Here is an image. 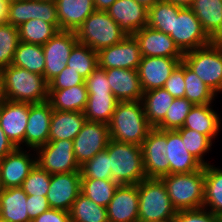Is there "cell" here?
Segmentation results:
<instances>
[{
    "label": "cell",
    "instance_id": "cell-5",
    "mask_svg": "<svg viewBox=\"0 0 222 222\" xmlns=\"http://www.w3.org/2000/svg\"><path fill=\"white\" fill-rule=\"evenodd\" d=\"M137 185L138 222H158L175 217L177 210L172 206L161 179L145 178Z\"/></svg>",
    "mask_w": 222,
    "mask_h": 222
},
{
    "label": "cell",
    "instance_id": "cell-48",
    "mask_svg": "<svg viewBox=\"0 0 222 222\" xmlns=\"http://www.w3.org/2000/svg\"><path fill=\"white\" fill-rule=\"evenodd\" d=\"M85 85L88 94L112 93L105 69L99 66L85 79Z\"/></svg>",
    "mask_w": 222,
    "mask_h": 222
},
{
    "label": "cell",
    "instance_id": "cell-31",
    "mask_svg": "<svg viewBox=\"0 0 222 222\" xmlns=\"http://www.w3.org/2000/svg\"><path fill=\"white\" fill-rule=\"evenodd\" d=\"M190 8L210 38L221 29L222 0H194Z\"/></svg>",
    "mask_w": 222,
    "mask_h": 222
},
{
    "label": "cell",
    "instance_id": "cell-34",
    "mask_svg": "<svg viewBox=\"0 0 222 222\" xmlns=\"http://www.w3.org/2000/svg\"><path fill=\"white\" fill-rule=\"evenodd\" d=\"M72 222H109L107 208L99 206L81 192L69 211Z\"/></svg>",
    "mask_w": 222,
    "mask_h": 222
},
{
    "label": "cell",
    "instance_id": "cell-3",
    "mask_svg": "<svg viewBox=\"0 0 222 222\" xmlns=\"http://www.w3.org/2000/svg\"><path fill=\"white\" fill-rule=\"evenodd\" d=\"M160 179L177 211L203 208L204 167L192 173L169 174Z\"/></svg>",
    "mask_w": 222,
    "mask_h": 222
},
{
    "label": "cell",
    "instance_id": "cell-40",
    "mask_svg": "<svg viewBox=\"0 0 222 222\" xmlns=\"http://www.w3.org/2000/svg\"><path fill=\"white\" fill-rule=\"evenodd\" d=\"M176 131L181 135L182 141L186 146L185 148L189 153L196 157L204 166L210 164L203 158L205 153L211 150L212 146V140L208 136L189 128H179Z\"/></svg>",
    "mask_w": 222,
    "mask_h": 222
},
{
    "label": "cell",
    "instance_id": "cell-30",
    "mask_svg": "<svg viewBox=\"0 0 222 222\" xmlns=\"http://www.w3.org/2000/svg\"><path fill=\"white\" fill-rule=\"evenodd\" d=\"M205 188L203 208L222 216V169L211 164L204 166Z\"/></svg>",
    "mask_w": 222,
    "mask_h": 222
},
{
    "label": "cell",
    "instance_id": "cell-59",
    "mask_svg": "<svg viewBox=\"0 0 222 222\" xmlns=\"http://www.w3.org/2000/svg\"><path fill=\"white\" fill-rule=\"evenodd\" d=\"M4 99L3 68L0 67V101Z\"/></svg>",
    "mask_w": 222,
    "mask_h": 222
},
{
    "label": "cell",
    "instance_id": "cell-50",
    "mask_svg": "<svg viewBox=\"0 0 222 222\" xmlns=\"http://www.w3.org/2000/svg\"><path fill=\"white\" fill-rule=\"evenodd\" d=\"M36 19L45 23L59 24L55 0H37Z\"/></svg>",
    "mask_w": 222,
    "mask_h": 222
},
{
    "label": "cell",
    "instance_id": "cell-57",
    "mask_svg": "<svg viewBox=\"0 0 222 222\" xmlns=\"http://www.w3.org/2000/svg\"><path fill=\"white\" fill-rule=\"evenodd\" d=\"M139 4L143 5L147 9H150L153 5L161 0H136Z\"/></svg>",
    "mask_w": 222,
    "mask_h": 222
},
{
    "label": "cell",
    "instance_id": "cell-18",
    "mask_svg": "<svg viewBox=\"0 0 222 222\" xmlns=\"http://www.w3.org/2000/svg\"><path fill=\"white\" fill-rule=\"evenodd\" d=\"M53 109L48 101L29 104V116L24 136V146L37 150L48 142Z\"/></svg>",
    "mask_w": 222,
    "mask_h": 222
},
{
    "label": "cell",
    "instance_id": "cell-46",
    "mask_svg": "<svg viewBox=\"0 0 222 222\" xmlns=\"http://www.w3.org/2000/svg\"><path fill=\"white\" fill-rule=\"evenodd\" d=\"M185 87L184 62L181 61L171 73L163 88L174 98H185Z\"/></svg>",
    "mask_w": 222,
    "mask_h": 222
},
{
    "label": "cell",
    "instance_id": "cell-58",
    "mask_svg": "<svg viewBox=\"0 0 222 222\" xmlns=\"http://www.w3.org/2000/svg\"><path fill=\"white\" fill-rule=\"evenodd\" d=\"M212 43L222 44V24L221 29L211 38Z\"/></svg>",
    "mask_w": 222,
    "mask_h": 222
},
{
    "label": "cell",
    "instance_id": "cell-49",
    "mask_svg": "<svg viewBox=\"0 0 222 222\" xmlns=\"http://www.w3.org/2000/svg\"><path fill=\"white\" fill-rule=\"evenodd\" d=\"M175 222H219V217L205 208L179 210Z\"/></svg>",
    "mask_w": 222,
    "mask_h": 222
},
{
    "label": "cell",
    "instance_id": "cell-37",
    "mask_svg": "<svg viewBox=\"0 0 222 222\" xmlns=\"http://www.w3.org/2000/svg\"><path fill=\"white\" fill-rule=\"evenodd\" d=\"M119 184L112 179L81 178V193L96 204L107 207Z\"/></svg>",
    "mask_w": 222,
    "mask_h": 222
},
{
    "label": "cell",
    "instance_id": "cell-2",
    "mask_svg": "<svg viewBox=\"0 0 222 222\" xmlns=\"http://www.w3.org/2000/svg\"><path fill=\"white\" fill-rule=\"evenodd\" d=\"M4 99L37 104L48 101L49 83L44 76L9 65L3 68Z\"/></svg>",
    "mask_w": 222,
    "mask_h": 222
},
{
    "label": "cell",
    "instance_id": "cell-22",
    "mask_svg": "<svg viewBox=\"0 0 222 222\" xmlns=\"http://www.w3.org/2000/svg\"><path fill=\"white\" fill-rule=\"evenodd\" d=\"M185 147L181 135L176 130H167L165 148L169 174L192 173L204 167Z\"/></svg>",
    "mask_w": 222,
    "mask_h": 222
},
{
    "label": "cell",
    "instance_id": "cell-43",
    "mask_svg": "<svg viewBox=\"0 0 222 222\" xmlns=\"http://www.w3.org/2000/svg\"><path fill=\"white\" fill-rule=\"evenodd\" d=\"M81 178L112 179L110 157L106 150L97 153L80 166Z\"/></svg>",
    "mask_w": 222,
    "mask_h": 222
},
{
    "label": "cell",
    "instance_id": "cell-36",
    "mask_svg": "<svg viewBox=\"0 0 222 222\" xmlns=\"http://www.w3.org/2000/svg\"><path fill=\"white\" fill-rule=\"evenodd\" d=\"M181 8L166 0L157 2L148 9L147 26L169 35L173 31L174 16H178Z\"/></svg>",
    "mask_w": 222,
    "mask_h": 222
},
{
    "label": "cell",
    "instance_id": "cell-44",
    "mask_svg": "<svg viewBox=\"0 0 222 222\" xmlns=\"http://www.w3.org/2000/svg\"><path fill=\"white\" fill-rule=\"evenodd\" d=\"M37 0H17L8 4L7 23L15 27L21 26L26 21L36 19Z\"/></svg>",
    "mask_w": 222,
    "mask_h": 222
},
{
    "label": "cell",
    "instance_id": "cell-28",
    "mask_svg": "<svg viewBox=\"0 0 222 222\" xmlns=\"http://www.w3.org/2000/svg\"><path fill=\"white\" fill-rule=\"evenodd\" d=\"M88 100L85 82L71 88L49 90L48 102L53 110L84 112Z\"/></svg>",
    "mask_w": 222,
    "mask_h": 222
},
{
    "label": "cell",
    "instance_id": "cell-54",
    "mask_svg": "<svg viewBox=\"0 0 222 222\" xmlns=\"http://www.w3.org/2000/svg\"><path fill=\"white\" fill-rule=\"evenodd\" d=\"M115 2L116 0H94V5L97 11H107Z\"/></svg>",
    "mask_w": 222,
    "mask_h": 222
},
{
    "label": "cell",
    "instance_id": "cell-53",
    "mask_svg": "<svg viewBox=\"0 0 222 222\" xmlns=\"http://www.w3.org/2000/svg\"><path fill=\"white\" fill-rule=\"evenodd\" d=\"M16 147L5 135L4 131L0 127V160L3 159L7 154L13 152Z\"/></svg>",
    "mask_w": 222,
    "mask_h": 222
},
{
    "label": "cell",
    "instance_id": "cell-60",
    "mask_svg": "<svg viewBox=\"0 0 222 222\" xmlns=\"http://www.w3.org/2000/svg\"><path fill=\"white\" fill-rule=\"evenodd\" d=\"M158 222H175V217H173L171 219H166V220L158 221Z\"/></svg>",
    "mask_w": 222,
    "mask_h": 222
},
{
    "label": "cell",
    "instance_id": "cell-15",
    "mask_svg": "<svg viewBox=\"0 0 222 222\" xmlns=\"http://www.w3.org/2000/svg\"><path fill=\"white\" fill-rule=\"evenodd\" d=\"M80 189V171L51 174V183L46 196L50 208L69 212L81 192Z\"/></svg>",
    "mask_w": 222,
    "mask_h": 222
},
{
    "label": "cell",
    "instance_id": "cell-1",
    "mask_svg": "<svg viewBox=\"0 0 222 222\" xmlns=\"http://www.w3.org/2000/svg\"><path fill=\"white\" fill-rule=\"evenodd\" d=\"M152 129L141 100L118 102L109 123V136L117 142L141 146Z\"/></svg>",
    "mask_w": 222,
    "mask_h": 222
},
{
    "label": "cell",
    "instance_id": "cell-25",
    "mask_svg": "<svg viewBox=\"0 0 222 222\" xmlns=\"http://www.w3.org/2000/svg\"><path fill=\"white\" fill-rule=\"evenodd\" d=\"M211 107V104L194 105L181 128L196 130L213 141L220 131L222 120Z\"/></svg>",
    "mask_w": 222,
    "mask_h": 222
},
{
    "label": "cell",
    "instance_id": "cell-11",
    "mask_svg": "<svg viewBox=\"0 0 222 222\" xmlns=\"http://www.w3.org/2000/svg\"><path fill=\"white\" fill-rule=\"evenodd\" d=\"M77 43L76 32L60 30L42 46L45 56L44 78L48 83L67 67L70 53Z\"/></svg>",
    "mask_w": 222,
    "mask_h": 222
},
{
    "label": "cell",
    "instance_id": "cell-13",
    "mask_svg": "<svg viewBox=\"0 0 222 222\" xmlns=\"http://www.w3.org/2000/svg\"><path fill=\"white\" fill-rule=\"evenodd\" d=\"M98 66L103 69L120 68L138 70L142 55L139 42L128 35L118 44L100 50Z\"/></svg>",
    "mask_w": 222,
    "mask_h": 222
},
{
    "label": "cell",
    "instance_id": "cell-10",
    "mask_svg": "<svg viewBox=\"0 0 222 222\" xmlns=\"http://www.w3.org/2000/svg\"><path fill=\"white\" fill-rule=\"evenodd\" d=\"M109 140V124L87 120L73 139L74 156L79 166L104 151Z\"/></svg>",
    "mask_w": 222,
    "mask_h": 222
},
{
    "label": "cell",
    "instance_id": "cell-17",
    "mask_svg": "<svg viewBox=\"0 0 222 222\" xmlns=\"http://www.w3.org/2000/svg\"><path fill=\"white\" fill-rule=\"evenodd\" d=\"M183 58L142 57L138 74L143 92L164 87Z\"/></svg>",
    "mask_w": 222,
    "mask_h": 222
},
{
    "label": "cell",
    "instance_id": "cell-16",
    "mask_svg": "<svg viewBox=\"0 0 222 222\" xmlns=\"http://www.w3.org/2000/svg\"><path fill=\"white\" fill-rule=\"evenodd\" d=\"M28 116L29 103L0 101V127L16 148H24Z\"/></svg>",
    "mask_w": 222,
    "mask_h": 222
},
{
    "label": "cell",
    "instance_id": "cell-62",
    "mask_svg": "<svg viewBox=\"0 0 222 222\" xmlns=\"http://www.w3.org/2000/svg\"><path fill=\"white\" fill-rule=\"evenodd\" d=\"M219 222H222V216L219 217Z\"/></svg>",
    "mask_w": 222,
    "mask_h": 222
},
{
    "label": "cell",
    "instance_id": "cell-21",
    "mask_svg": "<svg viewBox=\"0 0 222 222\" xmlns=\"http://www.w3.org/2000/svg\"><path fill=\"white\" fill-rule=\"evenodd\" d=\"M106 12L126 35H134L147 26L148 9L136 0H116Z\"/></svg>",
    "mask_w": 222,
    "mask_h": 222
},
{
    "label": "cell",
    "instance_id": "cell-7",
    "mask_svg": "<svg viewBox=\"0 0 222 222\" xmlns=\"http://www.w3.org/2000/svg\"><path fill=\"white\" fill-rule=\"evenodd\" d=\"M182 61L216 95L222 92V44L211 43L186 52Z\"/></svg>",
    "mask_w": 222,
    "mask_h": 222
},
{
    "label": "cell",
    "instance_id": "cell-45",
    "mask_svg": "<svg viewBox=\"0 0 222 222\" xmlns=\"http://www.w3.org/2000/svg\"><path fill=\"white\" fill-rule=\"evenodd\" d=\"M51 183V174L37 164L23 181L21 188L27 195L47 196Z\"/></svg>",
    "mask_w": 222,
    "mask_h": 222
},
{
    "label": "cell",
    "instance_id": "cell-35",
    "mask_svg": "<svg viewBox=\"0 0 222 222\" xmlns=\"http://www.w3.org/2000/svg\"><path fill=\"white\" fill-rule=\"evenodd\" d=\"M19 41L43 46L58 31L59 24L45 23L39 19H31L18 27Z\"/></svg>",
    "mask_w": 222,
    "mask_h": 222
},
{
    "label": "cell",
    "instance_id": "cell-14",
    "mask_svg": "<svg viewBox=\"0 0 222 222\" xmlns=\"http://www.w3.org/2000/svg\"><path fill=\"white\" fill-rule=\"evenodd\" d=\"M23 148H16L0 160L1 189L21 187L25 178L36 165V155ZM32 155H35L32 156Z\"/></svg>",
    "mask_w": 222,
    "mask_h": 222
},
{
    "label": "cell",
    "instance_id": "cell-61",
    "mask_svg": "<svg viewBox=\"0 0 222 222\" xmlns=\"http://www.w3.org/2000/svg\"><path fill=\"white\" fill-rule=\"evenodd\" d=\"M2 1L6 2L7 4H9V3H12V2L17 1V0H2Z\"/></svg>",
    "mask_w": 222,
    "mask_h": 222
},
{
    "label": "cell",
    "instance_id": "cell-9",
    "mask_svg": "<svg viewBox=\"0 0 222 222\" xmlns=\"http://www.w3.org/2000/svg\"><path fill=\"white\" fill-rule=\"evenodd\" d=\"M36 152V164L49 174L80 171L74 156L72 140H48Z\"/></svg>",
    "mask_w": 222,
    "mask_h": 222
},
{
    "label": "cell",
    "instance_id": "cell-29",
    "mask_svg": "<svg viewBox=\"0 0 222 222\" xmlns=\"http://www.w3.org/2000/svg\"><path fill=\"white\" fill-rule=\"evenodd\" d=\"M174 99L163 87L143 93L141 101L144 113L153 128H156L164 120Z\"/></svg>",
    "mask_w": 222,
    "mask_h": 222
},
{
    "label": "cell",
    "instance_id": "cell-32",
    "mask_svg": "<svg viewBox=\"0 0 222 222\" xmlns=\"http://www.w3.org/2000/svg\"><path fill=\"white\" fill-rule=\"evenodd\" d=\"M118 102L113 93L88 94L84 116L88 121L109 124Z\"/></svg>",
    "mask_w": 222,
    "mask_h": 222
},
{
    "label": "cell",
    "instance_id": "cell-26",
    "mask_svg": "<svg viewBox=\"0 0 222 222\" xmlns=\"http://www.w3.org/2000/svg\"><path fill=\"white\" fill-rule=\"evenodd\" d=\"M84 112L53 110L48 140H72L86 122Z\"/></svg>",
    "mask_w": 222,
    "mask_h": 222
},
{
    "label": "cell",
    "instance_id": "cell-38",
    "mask_svg": "<svg viewBox=\"0 0 222 222\" xmlns=\"http://www.w3.org/2000/svg\"><path fill=\"white\" fill-rule=\"evenodd\" d=\"M67 67L86 79L98 67V53L78 42L70 53Z\"/></svg>",
    "mask_w": 222,
    "mask_h": 222
},
{
    "label": "cell",
    "instance_id": "cell-8",
    "mask_svg": "<svg viewBox=\"0 0 222 222\" xmlns=\"http://www.w3.org/2000/svg\"><path fill=\"white\" fill-rule=\"evenodd\" d=\"M169 36L183 54L212 43L190 7L181 8L178 16H174L173 31Z\"/></svg>",
    "mask_w": 222,
    "mask_h": 222
},
{
    "label": "cell",
    "instance_id": "cell-33",
    "mask_svg": "<svg viewBox=\"0 0 222 222\" xmlns=\"http://www.w3.org/2000/svg\"><path fill=\"white\" fill-rule=\"evenodd\" d=\"M12 65L44 76L45 56L42 46L19 42Z\"/></svg>",
    "mask_w": 222,
    "mask_h": 222
},
{
    "label": "cell",
    "instance_id": "cell-24",
    "mask_svg": "<svg viewBox=\"0 0 222 222\" xmlns=\"http://www.w3.org/2000/svg\"><path fill=\"white\" fill-rule=\"evenodd\" d=\"M59 29L76 32L96 11L94 0H55Z\"/></svg>",
    "mask_w": 222,
    "mask_h": 222
},
{
    "label": "cell",
    "instance_id": "cell-55",
    "mask_svg": "<svg viewBox=\"0 0 222 222\" xmlns=\"http://www.w3.org/2000/svg\"><path fill=\"white\" fill-rule=\"evenodd\" d=\"M8 19V4L0 0V23H6Z\"/></svg>",
    "mask_w": 222,
    "mask_h": 222
},
{
    "label": "cell",
    "instance_id": "cell-12",
    "mask_svg": "<svg viewBox=\"0 0 222 222\" xmlns=\"http://www.w3.org/2000/svg\"><path fill=\"white\" fill-rule=\"evenodd\" d=\"M167 130L153 128L144 139L141 150L146 178H161L169 175V161L166 158Z\"/></svg>",
    "mask_w": 222,
    "mask_h": 222
},
{
    "label": "cell",
    "instance_id": "cell-20",
    "mask_svg": "<svg viewBox=\"0 0 222 222\" xmlns=\"http://www.w3.org/2000/svg\"><path fill=\"white\" fill-rule=\"evenodd\" d=\"M138 205V185H119L106 207L109 222H138Z\"/></svg>",
    "mask_w": 222,
    "mask_h": 222
},
{
    "label": "cell",
    "instance_id": "cell-56",
    "mask_svg": "<svg viewBox=\"0 0 222 222\" xmlns=\"http://www.w3.org/2000/svg\"><path fill=\"white\" fill-rule=\"evenodd\" d=\"M179 7H190L194 0H166Z\"/></svg>",
    "mask_w": 222,
    "mask_h": 222
},
{
    "label": "cell",
    "instance_id": "cell-41",
    "mask_svg": "<svg viewBox=\"0 0 222 222\" xmlns=\"http://www.w3.org/2000/svg\"><path fill=\"white\" fill-rule=\"evenodd\" d=\"M19 30L10 23H0V67L12 64L14 52L19 44Z\"/></svg>",
    "mask_w": 222,
    "mask_h": 222
},
{
    "label": "cell",
    "instance_id": "cell-27",
    "mask_svg": "<svg viewBox=\"0 0 222 222\" xmlns=\"http://www.w3.org/2000/svg\"><path fill=\"white\" fill-rule=\"evenodd\" d=\"M27 197L21 187L1 189L0 218L6 222H32L26 208Z\"/></svg>",
    "mask_w": 222,
    "mask_h": 222
},
{
    "label": "cell",
    "instance_id": "cell-19",
    "mask_svg": "<svg viewBox=\"0 0 222 222\" xmlns=\"http://www.w3.org/2000/svg\"><path fill=\"white\" fill-rule=\"evenodd\" d=\"M133 36L139 42L142 57L183 58V53L168 34L144 26Z\"/></svg>",
    "mask_w": 222,
    "mask_h": 222
},
{
    "label": "cell",
    "instance_id": "cell-23",
    "mask_svg": "<svg viewBox=\"0 0 222 222\" xmlns=\"http://www.w3.org/2000/svg\"><path fill=\"white\" fill-rule=\"evenodd\" d=\"M113 95L119 102L140 101L143 97L138 70L105 69Z\"/></svg>",
    "mask_w": 222,
    "mask_h": 222
},
{
    "label": "cell",
    "instance_id": "cell-4",
    "mask_svg": "<svg viewBox=\"0 0 222 222\" xmlns=\"http://www.w3.org/2000/svg\"><path fill=\"white\" fill-rule=\"evenodd\" d=\"M105 150L110 157L112 180L116 183L138 184L146 178L141 146L110 139Z\"/></svg>",
    "mask_w": 222,
    "mask_h": 222
},
{
    "label": "cell",
    "instance_id": "cell-42",
    "mask_svg": "<svg viewBox=\"0 0 222 222\" xmlns=\"http://www.w3.org/2000/svg\"><path fill=\"white\" fill-rule=\"evenodd\" d=\"M193 106L186 98H175L167 110L164 120L156 128L159 130H177L181 128Z\"/></svg>",
    "mask_w": 222,
    "mask_h": 222
},
{
    "label": "cell",
    "instance_id": "cell-47",
    "mask_svg": "<svg viewBox=\"0 0 222 222\" xmlns=\"http://www.w3.org/2000/svg\"><path fill=\"white\" fill-rule=\"evenodd\" d=\"M85 82L79 73L65 67L53 80L49 82V90H61L81 85Z\"/></svg>",
    "mask_w": 222,
    "mask_h": 222
},
{
    "label": "cell",
    "instance_id": "cell-51",
    "mask_svg": "<svg viewBox=\"0 0 222 222\" xmlns=\"http://www.w3.org/2000/svg\"><path fill=\"white\" fill-rule=\"evenodd\" d=\"M26 208L29 215V219L33 221L43 212L49 210L50 206L46 196L28 195L26 201Z\"/></svg>",
    "mask_w": 222,
    "mask_h": 222
},
{
    "label": "cell",
    "instance_id": "cell-39",
    "mask_svg": "<svg viewBox=\"0 0 222 222\" xmlns=\"http://www.w3.org/2000/svg\"><path fill=\"white\" fill-rule=\"evenodd\" d=\"M185 98L193 105L212 104L216 94L184 63Z\"/></svg>",
    "mask_w": 222,
    "mask_h": 222
},
{
    "label": "cell",
    "instance_id": "cell-6",
    "mask_svg": "<svg viewBox=\"0 0 222 222\" xmlns=\"http://www.w3.org/2000/svg\"><path fill=\"white\" fill-rule=\"evenodd\" d=\"M79 43L95 52L118 44L128 35L106 11H94L76 31Z\"/></svg>",
    "mask_w": 222,
    "mask_h": 222
},
{
    "label": "cell",
    "instance_id": "cell-52",
    "mask_svg": "<svg viewBox=\"0 0 222 222\" xmlns=\"http://www.w3.org/2000/svg\"><path fill=\"white\" fill-rule=\"evenodd\" d=\"M32 222H72L69 212L50 208Z\"/></svg>",
    "mask_w": 222,
    "mask_h": 222
}]
</instances>
